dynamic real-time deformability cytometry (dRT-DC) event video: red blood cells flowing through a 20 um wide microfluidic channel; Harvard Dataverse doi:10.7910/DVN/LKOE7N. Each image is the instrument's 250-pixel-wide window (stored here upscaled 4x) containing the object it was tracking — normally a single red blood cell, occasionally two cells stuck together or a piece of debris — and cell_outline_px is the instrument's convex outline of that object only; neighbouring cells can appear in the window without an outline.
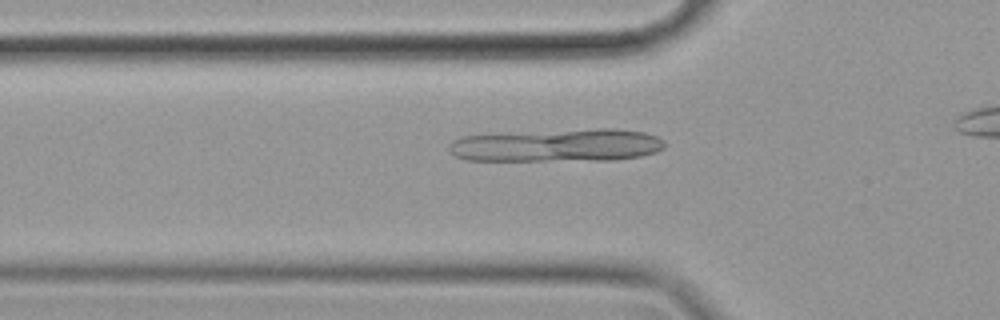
{"species": "common noctule bat (a hibernating species)", "species_latin": "Nyctalus noctula", "temperature_condition": "cold", "stored_images_in_passage": 33, "camera_frame_rate_fps": 3000, "um_per_image_px": 0.085, "animal": {"sex": "female", "body_mass_g": 19.9}, "frame": {"image": 1, "passage_image": 5, "time_ms": 1.333, "image_size_px": [1000, 320], "cell_outline_px": [[664, 148], [656, 152], [640, 156], [616, 160], [464, 160], [456, 156], [448, 148], [448, 144], [452, 140], [460, 136], [596, 128], [616, 128], [644, 132], [656, 136], [664, 140]], "centroid_in_image_um": [47.4, 12.35], "position_along_channel_um": 78.4, "area_um2": 41.33}}
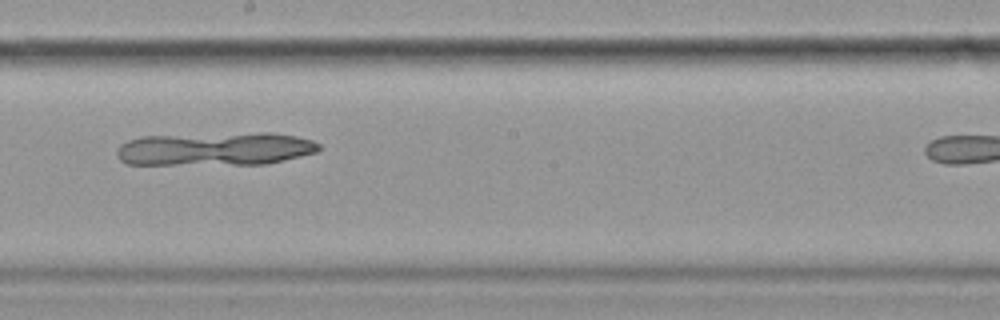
{"frame": {"image": 2, "passage_image": 18, "time_ms": 5.667, "image_size_px": [1000, 320], "cell_outline_px": [[320, 148], [316, 152], [268, 164], [128, 164], [120, 160], [116, 156], [116, 152], [120, 144], [128, 140], [140, 136], [260, 132], [272, 132], [296, 136], [312, 140], [320, 144]], "centroid_in_image_um": [18.29, 12.64], "position_along_channel_um": 229.9, "area_um2": 39.48}}
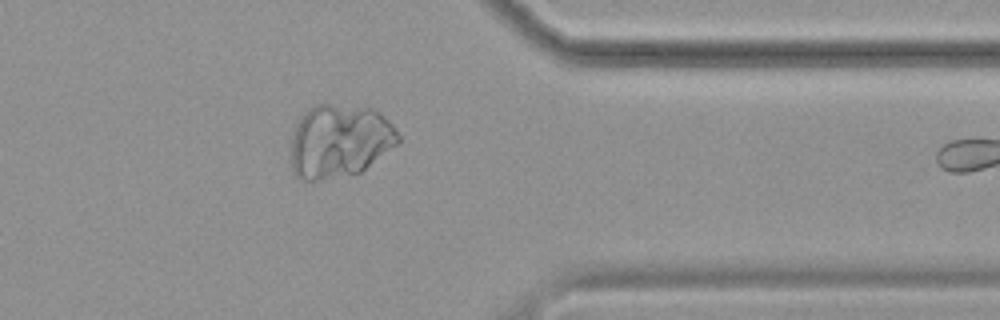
{"frame": {"image": 3, "passage_image": 32, "time_ms": 10.333, "image_size_px": [1000, 320], "cell_outline_px": [[400, 140], [396, 144], [360, 172], [352, 176], [316, 180], [300, 180], [292, 172], [292, 132], [300, 116], [304, 112], [316, 104], [332, 104], [372, 108], [380, 112], [392, 124], [400, 136]], "centroid_in_image_um": [28.84, 11.99], "position_along_channel_um": 382.6, "area_um2": 45.95}}